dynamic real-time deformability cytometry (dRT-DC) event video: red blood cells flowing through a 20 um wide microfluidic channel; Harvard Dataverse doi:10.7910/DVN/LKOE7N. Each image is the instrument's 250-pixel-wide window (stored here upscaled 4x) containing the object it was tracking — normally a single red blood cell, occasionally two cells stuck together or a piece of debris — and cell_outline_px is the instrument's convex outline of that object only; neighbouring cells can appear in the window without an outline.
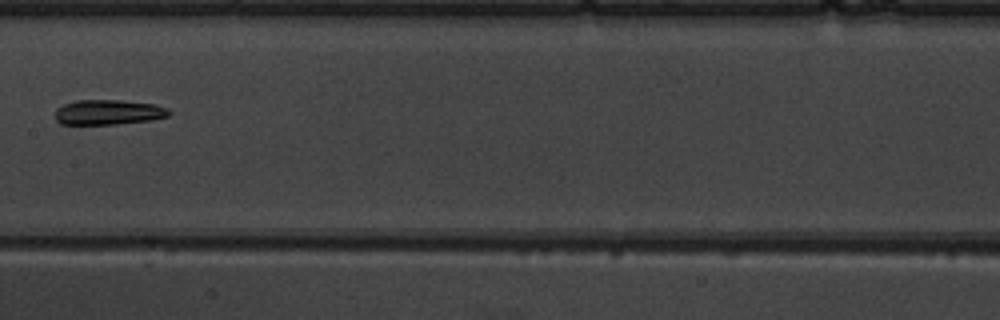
{"species": "common noctule bat (a hibernating species)", "species_latin": "Nyctalus noctula", "temperature_condition": "warm", "stored_images_in_passage": 11, "camera_frame_rate_fps": 3000, "um_per_image_px": 0.085, "animal": {"sex": "male", "body_mass_g": 19.5, "forearm_length_mm": 54.6}, "frame": {"image": 1, "passage_image": 9, "time_ms": 10.333, "image_size_px": [1000, 320], "cell_outline_px": [[172, 112], [168, 116], [152, 120], [116, 124], [60, 124], [56, 120], [56, 108], [64, 104], [76, 100], [120, 100], [156, 104], [168, 108]], "centroid_in_image_um": [9.24, 9.53], "position_along_channel_um": 198.2, "area_um2": 16.7}}
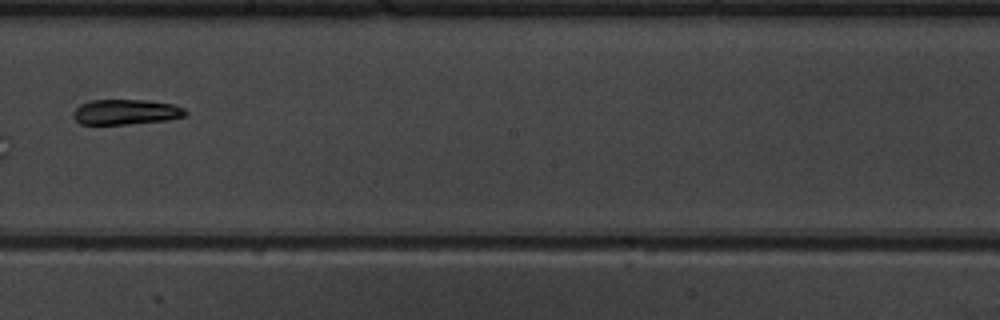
{"frame": {"image": 2, "passage_image": 10, "time_ms": 11.333, "image_size_px": [1000, 320], "cell_outline_px": [[188, 112], [184, 116], [168, 120], [128, 124], [80, 124], [76, 120], [76, 108], [80, 104], [92, 100], [144, 100], [172, 104], [184, 108]], "centroid_in_image_um": [10.74, 9.52], "position_along_channel_um": 237.5, "area_um2": 16.24}}
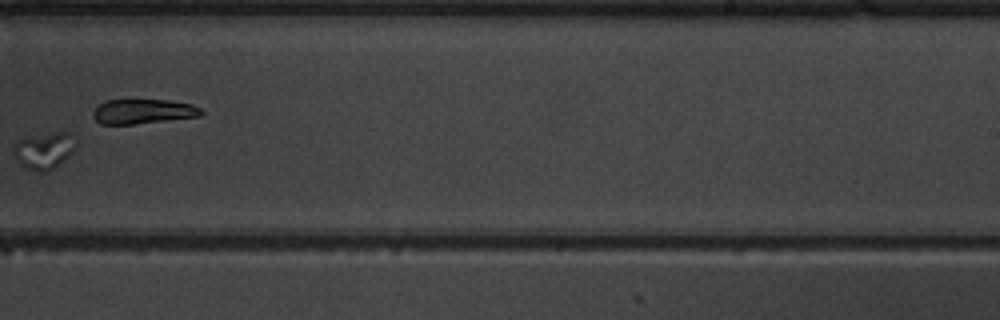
{"frame": {"image": 3, "passage_image": 11, "time_ms": 12.333, "image_size_px": [1000, 320], "cell_outline_px": [[76, 148], [64, 160], [48, 172], [40, 172], [28, 168], [20, 164], [16, 160], [12, 152], [12, 148], [16, 140], [28, 136], [52, 132], [68, 132], [76, 144]], "centroid_in_image_um": [3.7, 12.79], "position_along_channel_um": 285.3, "area_um2": 13.41}}